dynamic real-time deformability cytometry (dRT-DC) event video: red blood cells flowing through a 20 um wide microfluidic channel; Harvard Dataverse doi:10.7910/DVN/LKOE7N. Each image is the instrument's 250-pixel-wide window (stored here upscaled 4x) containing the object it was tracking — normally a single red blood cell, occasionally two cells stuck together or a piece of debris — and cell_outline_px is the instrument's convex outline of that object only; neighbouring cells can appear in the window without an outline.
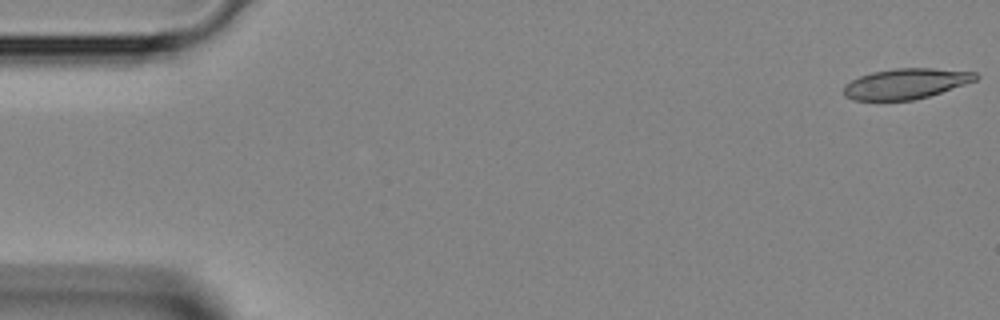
{"species": "Egyptian fruit bat (a non-hibernating species)", "species_latin": "Rousettus aegyptiacus", "temperature_condition": "room temperature", "stored_images_in_passage": 43, "camera_frame_rate_fps": 3000, "um_per_image_px": 0.085, "animal": {"sex": "female"}, "frame": {"image": 1, "passage_image": 1, "time_ms": 0.0, "image_size_px": [1000, 320], "cell_outline_px": [[980, 76], [976, 80], [928, 96], [912, 100], [852, 100], [844, 96], [844, 84], [860, 76], [872, 72], [896, 68], [932, 68], [976, 72]], "centroid_in_image_um": [76.98, 7.11], "position_along_channel_um": 8.0, "area_um2": 23.24}}
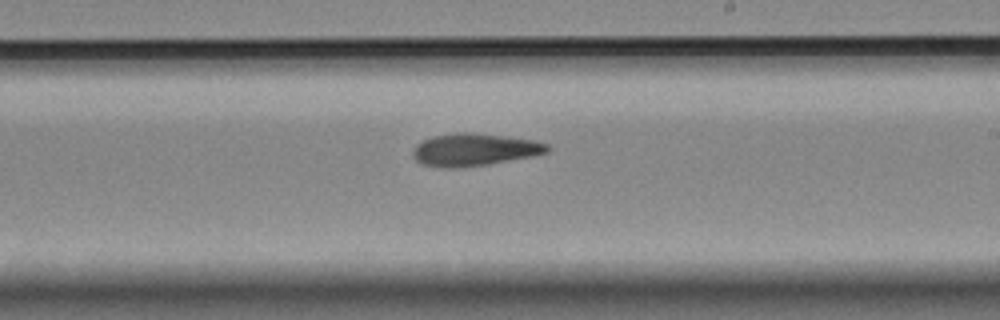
{"frame": {"image": 2, "passage_image": 25, "time_ms": 8.0, "image_size_px": [1000, 320], "cell_outline_px": [[552, 148], [548, 152], [532, 156], [488, 164], [460, 168], [440, 168], [420, 164], [412, 156], [412, 152], [416, 144], [432, 136], [460, 132], [472, 132], [508, 136], [532, 140], [548, 144]], "centroid_in_image_um": [40.3, 12.72], "position_along_channel_um": 248.7, "area_um2": 25.66}}
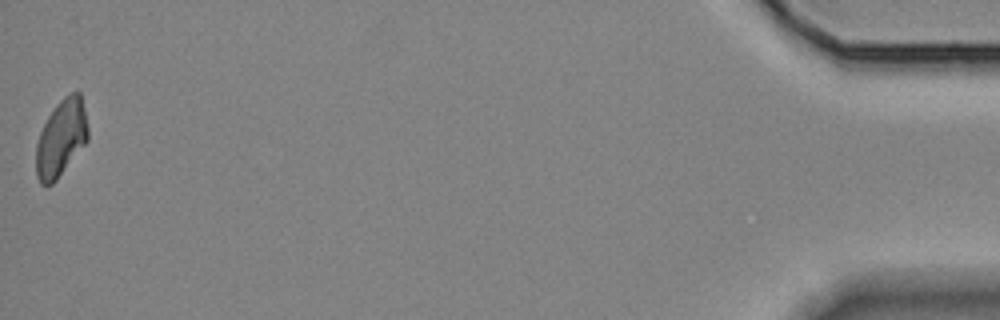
{"frame": {"image": 3, "passage_image": 43, "time_ms": 14.0, "image_size_px": [1000, 320], "cell_outline_px": [[88, 140], [56, 180], [52, 184], [40, 184], [36, 176], [36, 144], [40, 132], [48, 116], [56, 104], [64, 96], [72, 92], [80, 92], [88, 128]], "centroid_in_image_um": [5.18, 11.74], "position_along_channel_um": 430.0, "area_um2": 23.0}}